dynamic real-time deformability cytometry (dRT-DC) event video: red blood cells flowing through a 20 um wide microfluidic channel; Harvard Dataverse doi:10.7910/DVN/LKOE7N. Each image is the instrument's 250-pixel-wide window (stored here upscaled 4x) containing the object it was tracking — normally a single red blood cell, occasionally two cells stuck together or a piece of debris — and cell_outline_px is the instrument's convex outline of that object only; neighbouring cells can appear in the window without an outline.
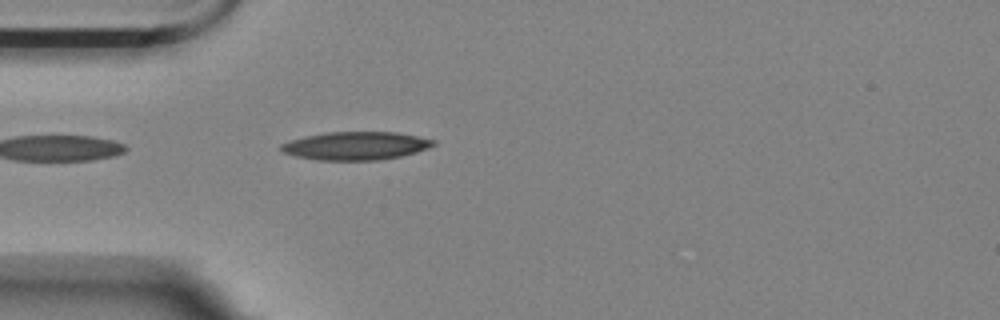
{"species": "Egyptian fruit bat (a non-hibernating species)", "species_latin": "Rousettus aegyptiacus", "temperature_condition": "room temperature", "stored_images_in_passage": 22, "camera_frame_rate_fps": 3000, "um_per_image_px": 0.085, "animal": {"sex": "female"}, "frame": {"image": 1, "passage_image": 1, "time_ms": 0.0, "image_size_px": [1000, 320], "cell_outline_px": [[436, 144], [428, 148], [416, 152], [400, 156], [380, 160], [320, 160], [296, 156], [284, 152], [280, 148], [280, 144], [304, 136], [328, 132], [396, 132], [436, 140]], "centroid_in_image_um": [30.26, 12.39], "position_along_channel_um": 54.7, "area_um2": 24.85}}
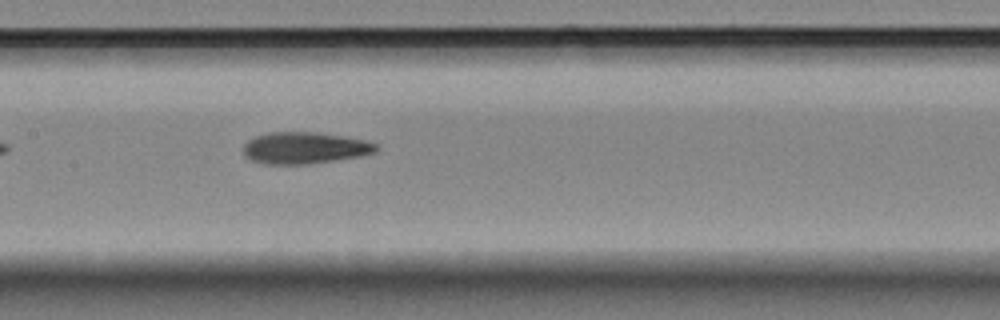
{"frame": {"image": 2, "passage_image": 12, "time_ms": 3.667, "image_size_px": [1000, 320], "cell_outline_px": [[380, 148], [376, 152], [360, 156], [308, 164], [264, 164], [252, 160], [244, 156], [244, 144], [248, 140], [256, 136], [268, 132], [316, 132], [344, 136], [364, 140], [376, 144]], "centroid_in_image_um": [25.89, 12.57], "position_along_channel_um": 181.5, "area_um2": 24.51}}
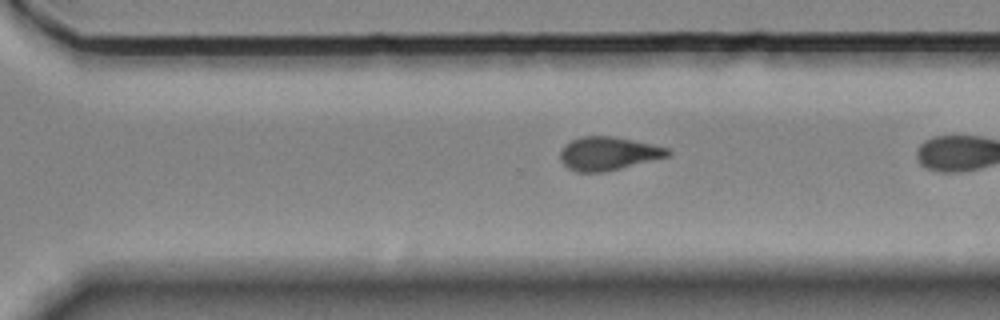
{"frame": {"image": 3, "passage_image": 21, "time_ms": 6.667, "image_size_px": [1000, 320], "cell_outline_px": [[672, 156], [604, 172], [576, 172], [568, 168], [560, 160], [560, 148], [564, 144], [580, 136], [612, 136], [652, 144], [668, 148], [672, 152]], "centroid_in_image_um": [51.7, 13.05], "position_along_channel_um": 318.9, "area_um2": 21.15}}